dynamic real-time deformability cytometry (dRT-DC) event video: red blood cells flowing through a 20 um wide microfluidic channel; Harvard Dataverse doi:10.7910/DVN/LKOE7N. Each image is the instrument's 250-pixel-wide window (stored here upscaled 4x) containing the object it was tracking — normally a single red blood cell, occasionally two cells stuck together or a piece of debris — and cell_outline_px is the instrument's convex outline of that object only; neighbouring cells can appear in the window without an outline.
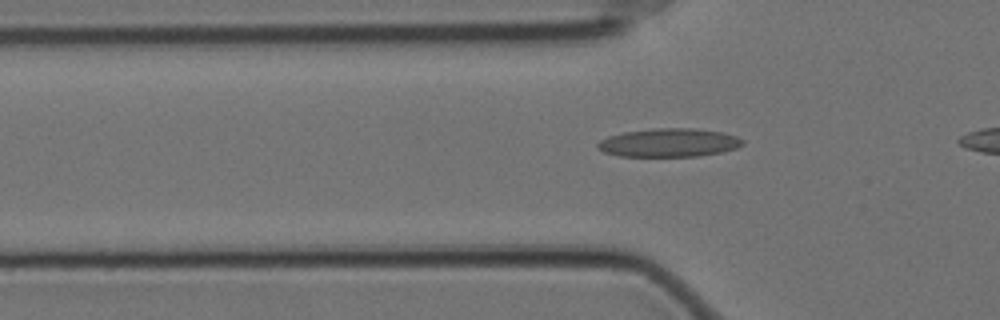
{"species": "Egyptian fruit bat (a non-hibernating species)", "species_latin": "Rousettus aegyptiacus", "temperature_condition": "cold", "stored_images_in_passage": 17, "camera_frame_rate_fps": 3000, "um_per_image_px": 0.085, "animal": {"sex": "female"}, "frame": {"image": 1, "passage_image": 8, "time_ms": 2.333, "image_size_px": [1000, 320], "cell_outline_px": [[744, 144], [736, 148], [724, 152], [700, 156], [620, 156], [604, 152], [596, 148], [596, 144], [600, 140], [608, 136], [624, 132], [652, 128], [692, 128], [724, 132], [736, 136], [744, 140]], "centroid_in_image_um": [56.87, 12.12], "position_along_channel_um": 68.9, "area_um2": 24.28}}
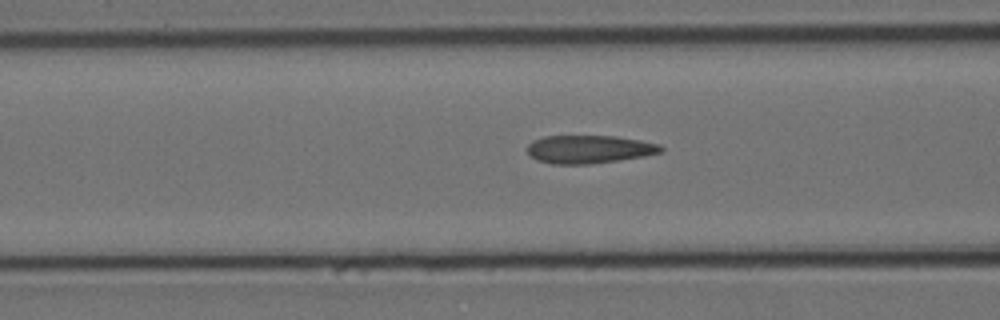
{"frame": {"image": 2, "passage_image": 12, "time_ms": 3.667, "image_size_px": [1000, 320], "cell_outline_px": [[664, 148], [660, 152], [644, 156], [588, 164], [552, 164], [536, 160], [528, 152], [528, 144], [532, 140], [544, 136], [616, 136], [640, 140], [660, 144]], "centroid_in_image_um": [50.06, 12.68], "position_along_channel_um": 116.5, "area_um2": 21.79}}
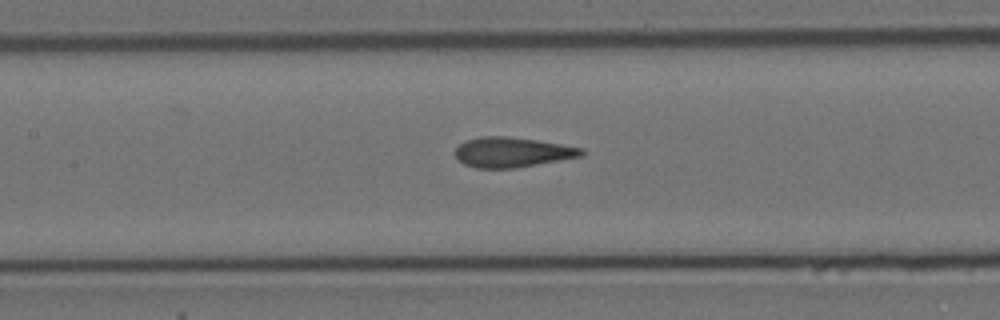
{"frame": {"image": 3, "passage_image": 16, "time_ms": 5.0, "image_size_px": [1000, 320], "cell_outline_px": [[584, 156], [516, 168], [476, 168], [464, 164], [456, 156], [456, 148], [460, 144], [468, 140], [480, 136], [504, 136], [536, 140], [584, 148]], "centroid_in_image_um": [43.57, 12.94], "position_along_channel_um": 163.8, "area_um2": 21.96}}